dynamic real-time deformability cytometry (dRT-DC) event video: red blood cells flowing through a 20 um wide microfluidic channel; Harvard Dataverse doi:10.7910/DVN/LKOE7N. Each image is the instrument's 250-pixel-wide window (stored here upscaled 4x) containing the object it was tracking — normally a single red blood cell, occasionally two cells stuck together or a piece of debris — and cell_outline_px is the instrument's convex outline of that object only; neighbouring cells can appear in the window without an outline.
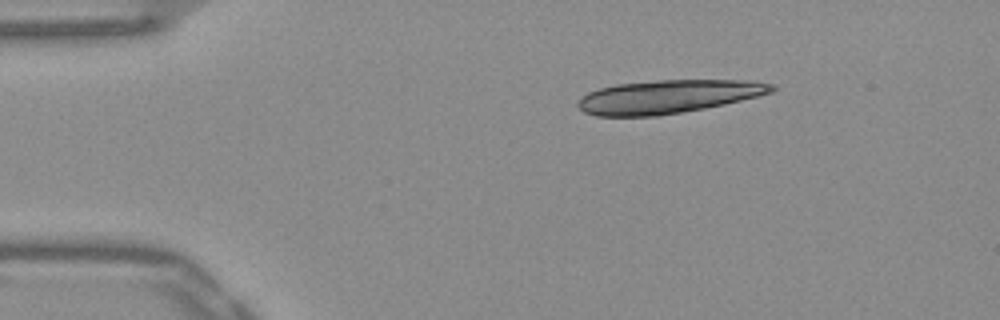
{"species": "Egyptian fruit bat (a non-hibernating species)", "species_latin": "Rousettus aegyptiacus", "temperature_condition": "warm", "stored_images_in_passage": 11, "camera_frame_rate_fps": 3000, "um_per_image_px": 0.085, "frame": {"image": 1, "passage_image": 1, "time_ms": 0.0, "image_size_px": [1000, 320], "cell_outline_px": [[776, 88], [772, 92], [760, 96], [724, 104], [704, 108], [656, 116], [596, 116], [584, 112], [576, 104], [588, 92], [600, 88], [616, 84], [660, 80], [748, 80], [776, 84]], "centroid_in_image_um": [56.83, 8.21], "position_along_channel_um": 28.2, "area_um2": 37.57}}